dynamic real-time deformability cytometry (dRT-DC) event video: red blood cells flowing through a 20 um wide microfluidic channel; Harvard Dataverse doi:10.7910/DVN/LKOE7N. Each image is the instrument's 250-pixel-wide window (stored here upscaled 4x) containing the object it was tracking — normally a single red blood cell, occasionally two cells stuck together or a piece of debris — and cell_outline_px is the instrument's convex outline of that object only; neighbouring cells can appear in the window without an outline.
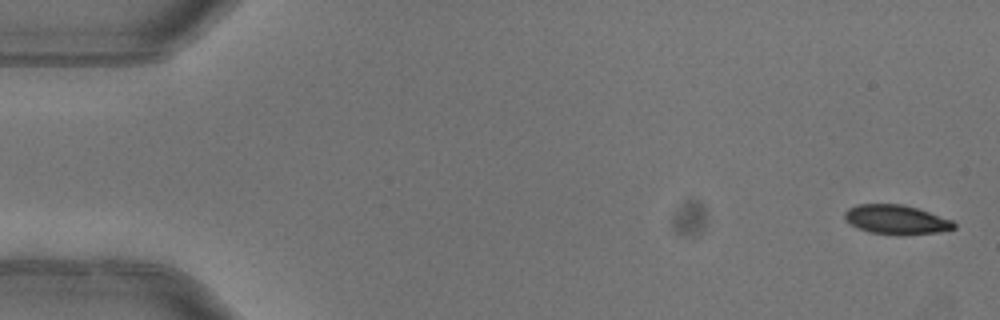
{"species": "common noctule bat (a hibernating species)", "species_latin": "Nyctalus noctula", "temperature_condition": "warm", "stored_images_in_passage": 5, "camera_frame_rate_fps": 3000, "um_per_image_px": 0.085, "animal": {"sex": "female"}, "frame": {"image": 1, "passage_image": 1, "time_ms": 0.0, "image_size_px": [1000, 320], "cell_outline_px": [[956, 228], [940, 232], [900, 236], [868, 232], [844, 220], [844, 212], [848, 208], [856, 204], [904, 204], [952, 220], [956, 224]], "centroid_in_image_um": [76.18, 18.68], "position_along_channel_um": 8.8, "area_um2": 18.84}}
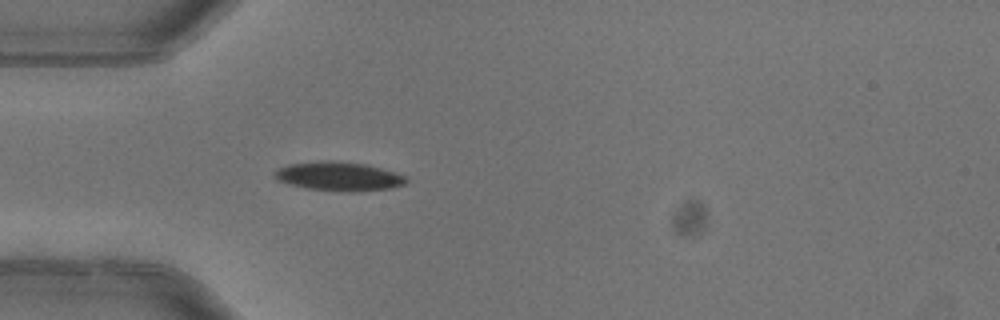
{"frame": {"image": 2, "passage_image": 5, "time_ms": 1.333, "image_size_px": [1000, 320], "cell_outline_px": [[408, 180], [404, 184], [388, 188], [352, 192], [348, 192], [308, 188], [288, 184], [276, 180], [276, 168], [288, 164], [324, 160], [332, 160], [368, 164], [396, 172], [408, 176]], "centroid_in_image_um": [28.82, 14.97], "position_along_channel_um": 56.2, "area_um2": 22.31}}